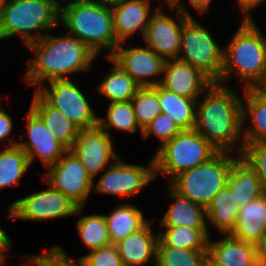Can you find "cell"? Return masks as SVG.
<instances>
[{"label":"cell","instance_id":"cell-1","mask_svg":"<svg viewBox=\"0 0 266 266\" xmlns=\"http://www.w3.org/2000/svg\"><path fill=\"white\" fill-rule=\"evenodd\" d=\"M207 91L197 102L194 129L218 152L229 153L243 134V102L224 82H213Z\"/></svg>","mask_w":266,"mask_h":266},{"label":"cell","instance_id":"cell-2","mask_svg":"<svg viewBox=\"0 0 266 266\" xmlns=\"http://www.w3.org/2000/svg\"><path fill=\"white\" fill-rule=\"evenodd\" d=\"M34 54L24 80L27 85L41 87L45 80L67 79V74L89 70L96 53L78 38L44 35L41 39L27 45ZM65 75L67 77H65Z\"/></svg>","mask_w":266,"mask_h":266},{"label":"cell","instance_id":"cell-3","mask_svg":"<svg viewBox=\"0 0 266 266\" xmlns=\"http://www.w3.org/2000/svg\"><path fill=\"white\" fill-rule=\"evenodd\" d=\"M59 21L69 30L68 34L78 38L96 54L103 46L112 50L107 54L108 58L120 44L115 37L109 4L93 0H69L64 6L60 2Z\"/></svg>","mask_w":266,"mask_h":266},{"label":"cell","instance_id":"cell-4","mask_svg":"<svg viewBox=\"0 0 266 266\" xmlns=\"http://www.w3.org/2000/svg\"><path fill=\"white\" fill-rule=\"evenodd\" d=\"M237 70L240 81L251 89L266 73V38L253 21H242L224 49L220 80L222 84Z\"/></svg>","mask_w":266,"mask_h":266},{"label":"cell","instance_id":"cell-5","mask_svg":"<svg viewBox=\"0 0 266 266\" xmlns=\"http://www.w3.org/2000/svg\"><path fill=\"white\" fill-rule=\"evenodd\" d=\"M59 5L60 0H9L0 12V40L19 35L29 45L41 39V30L58 25Z\"/></svg>","mask_w":266,"mask_h":266},{"label":"cell","instance_id":"cell-6","mask_svg":"<svg viewBox=\"0 0 266 266\" xmlns=\"http://www.w3.org/2000/svg\"><path fill=\"white\" fill-rule=\"evenodd\" d=\"M236 159L228 152H217L207 162L177 175L170 186L181 196L207 208L216 193L227 186Z\"/></svg>","mask_w":266,"mask_h":266},{"label":"cell","instance_id":"cell-7","mask_svg":"<svg viewBox=\"0 0 266 266\" xmlns=\"http://www.w3.org/2000/svg\"><path fill=\"white\" fill-rule=\"evenodd\" d=\"M154 155L157 172L172 176L207 162L218 151L195 129L182 130L169 142L158 148Z\"/></svg>","mask_w":266,"mask_h":266},{"label":"cell","instance_id":"cell-8","mask_svg":"<svg viewBox=\"0 0 266 266\" xmlns=\"http://www.w3.org/2000/svg\"><path fill=\"white\" fill-rule=\"evenodd\" d=\"M223 53L224 49L215 43L207 29L194 18L190 17L184 23L177 59L191 64L212 82H218L222 73Z\"/></svg>","mask_w":266,"mask_h":266},{"label":"cell","instance_id":"cell-9","mask_svg":"<svg viewBox=\"0 0 266 266\" xmlns=\"http://www.w3.org/2000/svg\"><path fill=\"white\" fill-rule=\"evenodd\" d=\"M50 88L42 85L36 92L52 107L62 112L80 130L98 125V116L80 89L67 79H53Z\"/></svg>","mask_w":266,"mask_h":266},{"label":"cell","instance_id":"cell-10","mask_svg":"<svg viewBox=\"0 0 266 266\" xmlns=\"http://www.w3.org/2000/svg\"><path fill=\"white\" fill-rule=\"evenodd\" d=\"M48 168L49 171L44 174L46 182L61 191L78 207H84L95 184L79 157L68 149L56 163Z\"/></svg>","mask_w":266,"mask_h":266},{"label":"cell","instance_id":"cell-11","mask_svg":"<svg viewBox=\"0 0 266 266\" xmlns=\"http://www.w3.org/2000/svg\"><path fill=\"white\" fill-rule=\"evenodd\" d=\"M83 207H78L61 191L50 186L49 189L35 192L14 201L9 206L10 219L48 220L78 214Z\"/></svg>","mask_w":266,"mask_h":266},{"label":"cell","instance_id":"cell-12","mask_svg":"<svg viewBox=\"0 0 266 266\" xmlns=\"http://www.w3.org/2000/svg\"><path fill=\"white\" fill-rule=\"evenodd\" d=\"M96 183L94 190L100 193L131 197L155 178L154 158L150 167L124 163L118 157ZM107 170V171H106Z\"/></svg>","mask_w":266,"mask_h":266},{"label":"cell","instance_id":"cell-13","mask_svg":"<svg viewBox=\"0 0 266 266\" xmlns=\"http://www.w3.org/2000/svg\"><path fill=\"white\" fill-rule=\"evenodd\" d=\"M176 11L178 22L164 14L159 7L155 9L143 36L147 47L165 60L179 56L182 29L190 18L182 11Z\"/></svg>","mask_w":266,"mask_h":266},{"label":"cell","instance_id":"cell-14","mask_svg":"<svg viewBox=\"0 0 266 266\" xmlns=\"http://www.w3.org/2000/svg\"><path fill=\"white\" fill-rule=\"evenodd\" d=\"M86 172L94 179L100 171H104L110 159L116 160L118 155L114 152L110 134L99 125L80 130L72 148Z\"/></svg>","mask_w":266,"mask_h":266},{"label":"cell","instance_id":"cell-15","mask_svg":"<svg viewBox=\"0 0 266 266\" xmlns=\"http://www.w3.org/2000/svg\"><path fill=\"white\" fill-rule=\"evenodd\" d=\"M110 58L126 71L141 87L156 86L161 80H146L145 77L163 73L165 59L149 47H123L120 43Z\"/></svg>","mask_w":266,"mask_h":266},{"label":"cell","instance_id":"cell-16","mask_svg":"<svg viewBox=\"0 0 266 266\" xmlns=\"http://www.w3.org/2000/svg\"><path fill=\"white\" fill-rule=\"evenodd\" d=\"M27 135L29 141L18 142L23 151L27 154L30 165L36 157H39L45 167L56 163L68 150L62 143L55 139L45 126L42 119L30 108L26 112Z\"/></svg>","mask_w":266,"mask_h":266},{"label":"cell","instance_id":"cell-17","mask_svg":"<svg viewBox=\"0 0 266 266\" xmlns=\"http://www.w3.org/2000/svg\"><path fill=\"white\" fill-rule=\"evenodd\" d=\"M163 74L162 87L189 99L196 100L213 83L200 70L177 58L165 60Z\"/></svg>","mask_w":266,"mask_h":266},{"label":"cell","instance_id":"cell-18","mask_svg":"<svg viewBox=\"0 0 266 266\" xmlns=\"http://www.w3.org/2000/svg\"><path fill=\"white\" fill-rule=\"evenodd\" d=\"M150 0H120L111 5L114 33L119 43L127 40L138 29L144 36L150 22Z\"/></svg>","mask_w":266,"mask_h":266},{"label":"cell","instance_id":"cell-19","mask_svg":"<svg viewBox=\"0 0 266 266\" xmlns=\"http://www.w3.org/2000/svg\"><path fill=\"white\" fill-rule=\"evenodd\" d=\"M205 263H219L224 266H258L256 245L235 239L225 234L222 240L207 245Z\"/></svg>","mask_w":266,"mask_h":266},{"label":"cell","instance_id":"cell-20","mask_svg":"<svg viewBox=\"0 0 266 266\" xmlns=\"http://www.w3.org/2000/svg\"><path fill=\"white\" fill-rule=\"evenodd\" d=\"M152 222L148 221L141 229L116 244L124 266H145L151 258L156 266L159 234L153 235Z\"/></svg>","mask_w":266,"mask_h":266},{"label":"cell","instance_id":"cell-21","mask_svg":"<svg viewBox=\"0 0 266 266\" xmlns=\"http://www.w3.org/2000/svg\"><path fill=\"white\" fill-rule=\"evenodd\" d=\"M237 156L232 163L227 186L234 191V197L241 207L262 196L265 190L254 169L243 157Z\"/></svg>","mask_w":266,"mask_h":266},{"label":"cell","instance_id":"cell-22","mask_svg":"<svg viewBox=\"0 0 266 266\" xmlns=\"http://www.w3.org/2000/svg\"><path fill=\"white\" fill-rule=\"evenodd\" d=\"M44 122L56 140L67 149H71L80 129L73 124L62 112L50 106L37 92L30 107Z\"/></svg>","mask_w":266,"mask_h":266},{"label":"cell","instance_id":"cell-23","mask_svg":"<svg viewBox=\"0 0 266 266\" xmlns=\"http://www.w3.org/2000/svg\"><path fill=\"white\" fill-rule=\"evenodd\" d=\"M174 203L165 212L161 220L163 227L187 226L189 228H208L206 208L181 196L171 186L168 188Z\"/></svg>","mask_w":266,"mask_h":266},{"label":"cell","instance_id":"cell-24","mask_svg":"<svg viewBox=\"0 0 266 266\" xmlns=\"http://www.w3.org/2000/svg\"><path fill=\"white\" fill-rule=\"evenodd\" d=\"M266 211V192L239 209L235 227L229 235L235 239L257 244L265 235L263 214Z\"/></svg>","mask_w":266,"mask_h":266},{"label":"cell","instance_id":"cell-25","mask_svg":"<svg viewBox=\"0 0 266 266\" xmlns=\"http://www.w3.org/2000/svg\"><path fill=\"white\" fill-rule=\"evenodd\" d=\"M240 206L234 197V191L226 186L216 193L206 208L207 220L214 223L221 233L229 234L235 227Z\"/></svg>","mask_w":266,"mask_h":266},{"label":"cell","instance_id":"cell-26","mask_svg":"<svg viewBox=\"0 0 266 266\" xmlns=\"http://www.w3.org/2000/svg\"><path fill=\"white\" fill-rule=\"evenodd\" d=\"M157 93L160 100L161 112L169 114L171 119L181 130H192L196 123L195 99H189L168 91L160 84L157 85Z\"/></svg>","mask_w":266,"mask_h":266},{"label":"cell","instance_id":"cell-27","mask_svg":"<svg viewBox=\"0 0 266 266\" xmlns=\"http://www.w3.org/2000/svg\"><path fill=\"white\" fill-rule=\"evenodd\" d=\"M242 103L243 124L247 114L250 115L252 128L244 131L241 140V149L238 155H241L244 143L266 142V101L259 97L252 89H245Z\"/></svg>","mask_w":266,"mask_h":266},{"label":"cell","instance_id":"cell-28","mask_svg":"<svg viewBox=\"0 0 266 266\" xmlns=\"http://www.w3.org/2000/svg\"><path fill=\"white\" fill-rule=\"evenodd\" d=\"M111 244H117L131 233L141 229L148 220L143 213L132 205H120L109 216L105 215Z\"/></svg>","mask_w":266,"mask_h":266},{"label":"cell","instance_id":"cell-29","mask_svg":"<svg viewBox=\"0 0 266 266\" xmlns=\"http://www.w3.org/2000/svg\"><path fill=\"white\" fill-rule=\"evenodd\" d=\"M108 60L114 64V67L99 84L97 90L107 97L110 103L130 101L141 86L110 57H108Z\"/></svg>","mask_w":266,"mask_h":266},{"label":"cell","instance_id":"cell-30","mask_svg":"<svg viewBox=\"0 0 266 266\" xmlns=\"http://www.w3.org/2000/svg\"><path fill=\"white\" fill-rule=\"evenodd\" d=\"M159 233V240L167 247L207 251L210 239L208 228H189L187 226L165 227Z\"/></svg>","mask_w":266,"mask_h":266},{"label":"cell","instance_id":"cell-31","mask_svg":"<svg viewBox=\"0 0 266 266\" xmlns=\"http://www.w3.org/2000/svg\"><path fill=\"white\" fill-rule=\"evenodd\" d=\"M17 144L12 141L9 147L0 152V190L18 185L30 166L27 154Z\"/></svg>","mask_w":266,"mask_h":266},{"label":"cell","instance_id":"cell-32","mask_svg":"<svg viewBox=\"0 0 266 266\" xmlns=\"http://www.w3.org/2000/svg\"><path fill=\"white\" fill-rule=\"evenodd\" d=\"M98 125L108 134L111 127L131 133H135L139 128L141 133H143V130L137 123L131 100L111 102L108 107L107 116L105 118H98Z\"/></svg>","mask_w":266,"mask_h":266},{"label":"cell","instance_id":"cell-33","mask_svg":"<svg viewBox=\"0 0 266 266\" xmlns=\"http://www.w3.org/2000/svg\"><path fill=\"white\" fill-rule=\"evenodd\" d=\"M76 223L82 241L90 250L111 244L105 215H87Z\"/></svg>","mask_w":266,"mask_h":266},{"label":"cell","instance_id":"cell-34","mask_svg":"<svg viewBox=\"0 0 266 266\" xmlns=\"http://www.w3.org/2000/svg\"><path fill=\"white\" fill-rule=\"evenodd\" d=\"M131 103L137 123L142 130L161 113L157 85L140 87L131 99Z\"/></svg>","mask_w":266,"mask_h":266},{"label":"cell","instance_id":"cell-35","mask_svg":"<svg viewBox=\"0 0 266 266\" xmlns=\"http://www.w3.org/2000/svg\"><path fill=\"white\" fill-rule=\"evenodd\" d=\"M206 251L176 249L157 243L156 266H205Z\"/></svg>","mask_w":266,"mask_h":266},{"label":"cell","instance_id":"cell-36","mask_svg":"<svg viewBox=\"0 0 266 266\" xmlns=\"http://www.w3.org/2000/svg\"><path fill=\"white\" fill-rule=\"evenodd\" d=\"M240 156L254 169L266 192V142L244 143Z\"/></svg>","mask_w":266,"mask_h":266},{"label":"cell","instance_id":"cell-37","mask_svg":"<svg viewBox=\"0 0 266 266\" xmlns=\"http://www.w3.org/2000/svg\"><path fill=\"white\" fill-rule=\"evenodd\" d=\"M181 131V128L175 123L174 119L169 117V114L161 112L145 127L142 134L144 138L151 134L157 136L162 142L161 146H163Z\"/></svg>","mask_w":266,"mask_h":266},{"label":"cell","instance_id":"cell-38","mask_svg":"<svg viewBox=\"0 0 266 266\" xmlns=\"http://www.w3.org/2000/svg\"><path fill=\"white\" fill-rule=\"evenodd\" d=\"M83 258L86 266H124L115 244L91 250V252Z\"/></svg>","mask_w":266,"mask_h":266},{"label":"cell","instance_id":"cell-39","mask_svg":"<svg viewBox=\"0 0 266 266\" xmlns=\"http://www.w3.org/2000/svg\"><path fill=\"white\" fill-rule=\"evenodd\" d=\"M25 258L34 266H76L74 260L69 258L60 246H55L42 255ZM78 262L79 266H86L83 257L79 258Z\"/></svg>","mask_w":266,"mask_h":266},{"label":"cell","instance_id":"cell-40","mask_svg":"<svg viewBox=\"0 0 266 266\" xmlns=\"http://www.w3.org/2000/svg\"><path fill=\"white\" fill-rule=\"evenodd\" d=\"M13 121L11 117L6 113V111L2 110L0 106V141L8 139L12 129H13Z\"/></svg>","mask_w":266,"mask_h":266},{"label":"cell","instance_id":"cell-41","mask_svg":"<svg viewBox=\"0 0 266 266\" xmlns=\"http://www.w3.org/2000/svg\"><path fill=\"white\" fill-rule=\"evenodd\" d=\"M262 1L264 0H237L240 5V10H242V13L245 15L243 16V21H253V19L248 15V12H250L251 9L255 8V6Z\"/></svg>","mask_w":266,"mask_h":266},{"label":"cell","instance_id":"cell-42","mask_svg":"<svg viewBox=\"0 0 266 266\" xmlns=\"http://www.w3.org/2000/svg\"><path fill=\"white\" fill-rule=\"evenodd\" d=\"M258 266H266V235L256 244Z\"/></svg>","mask_w":266,"mask_h":266},{"label":"cell","instance_id":"cell-43","mask_svg":"<svg viewBox=\"0 0 266 266\" xmlns=\"http://www.w3.org/2000/svg\"><path fill=\"white\" fill-rule=\"evenodd\" d=\"M251 89L266 101V73Z\"/></svg>","mask_w":266,"mask_h":266},{"label":"cell","instance_id":"cell-44","mask_svg":"<svg viewBox=\"0 0 266 266\" xmlns=\"http://www.w3.org/2000/svg\"><path fill=\"white\" fill-rule=\"evenodd\" d=\"M11 240L5 231L0 227V252L5 254V251L11 248Z\"/></svg>","mask_w":266,"mask_h":266},{"label":"cell","instance_id":"cell-45","mask_svg":"<svg viewBox=\"0 0 266 266\" xmlns=\"http://www.w3.org/2000/svg\"><path fill=\"white\" fill-rule=\"evenodd\" d=\"M191 5L201 14L209 8L212 0H189Z\"/></svg>","mask_w":266,"mask_h":266},{"label":"cell","instance_id":"cell-46","mask_svg":"<svg viewBox=\"0 0 266 266\" xmlns=\"http://www.w3.org/2000/svg\"><path fill=\"white\" fill-rule=\"evenodd\" d=\"M166 1L168 5L170 6V8L174 9L176 7L175 9H178L182 11L185 15L192 17L182 4L179 5L180 0H166Z\"/></svg>","mask_w":266,"mask_h":266},{"label":"cell","instance_id":"cell-47","mask_svg":"<svg viewBox=\"0 0 266 266\" xmlns=\"http://www.w3.org/2000/svg\"><path fill=\"white\" fill-rule=\"evenodd\" d=\"M93 1H96V2H100V3H104V4H109V5H112L120 0H93Z\"/></svg>","mask_w":266,"mask_h":266},{"label":"cell","instance_id":"cell-48","mask_svg":"<svg viewBox=\"0 0 266 266\" xmlns=\"http://www.w3.org/2000/svg\"><path fill=\"white\" fill-rule=\"evenodd\" d=\"M5 255H4V253H1L0 252V266H3L4 265V263H5Z\"/></svg>","mask_w":266,"mask_h":266},{"label":"cell","instance_id":"cell-49","mask_svg":"<svg viewBox=\"0 0 266 266\" xmlns=\"http://www.w3.org/2000/svg\"><path fill=\"white\" fill-rule=\"evenodd\" d=\"M9 0H0V12L4 8V6L8 3Z\"/></svg>","mask_w":266,"mask_h":266},{"label":"cell","instance_id":"cell-50","mask_svg":"<svg viewBox=\"0 0 266 266\" xmlns=\"http://www.w3.org/2000/svg\"><path fill=\"white\" fill-rule=\"evenodd\" d=\"M263 227H264V233L266 235V211L263 214Z\"/></svg>","mask_w":266,"mask_h":266},{"label":"cell","instance_id":"cell-51","mask_svg":"<svg viewBox=\"0 0 266 266\" xmlns=\"http://www.w3.org/2000/svg\"><path fill=\"white\" fill-rule=\"evenodd\" d=\"M205 266H224V265L219 263H205Z\"/></svg>","mask_w":266,"mask_h":266}]
</instances>
